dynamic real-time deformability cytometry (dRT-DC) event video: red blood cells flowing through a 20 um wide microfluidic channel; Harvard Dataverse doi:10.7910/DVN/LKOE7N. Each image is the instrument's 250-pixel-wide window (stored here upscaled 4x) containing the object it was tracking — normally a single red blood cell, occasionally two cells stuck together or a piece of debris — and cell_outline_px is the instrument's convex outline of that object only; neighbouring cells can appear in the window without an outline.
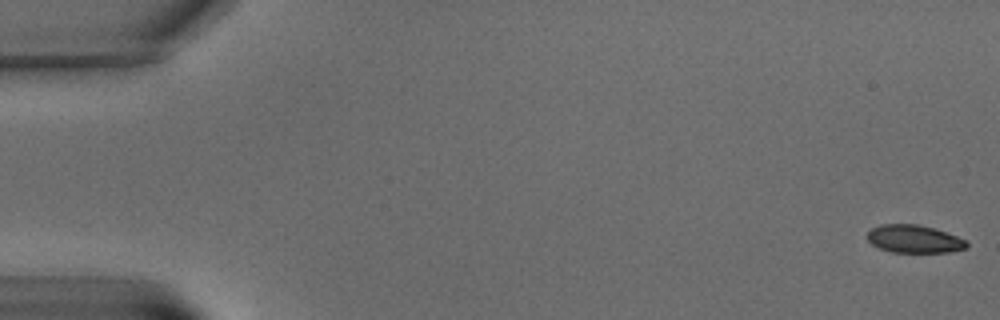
{"species": "common noctule bat (a hibernating species)", "species_latin": "Nyctalus noctula", "temperature_condition": "warm", "stored_images_in_passage": 7, "camera_frame_rate_fps": 3000, "um_per_image_px": 0.085, "animal": {"sex": "male", "body_mass_g": 15.6}, "frame": {"image": 1, "passage_image": 1, "time_ms": 0.0, "image_size_px": [1000, 320], "cell_outline_px": [[968, 248], [948, 252], [892, 252], [880, 248], [872, 244], [868, 240], [868, 232], [872, 228], [880, 224], [916, 224], [932, 228], [956, 236], [964, 240], [968, 244]], "centroid_in_image_um": [77.68, 20.31], "position_along_channel_um": 7.3, "area_um2": 15.9}}